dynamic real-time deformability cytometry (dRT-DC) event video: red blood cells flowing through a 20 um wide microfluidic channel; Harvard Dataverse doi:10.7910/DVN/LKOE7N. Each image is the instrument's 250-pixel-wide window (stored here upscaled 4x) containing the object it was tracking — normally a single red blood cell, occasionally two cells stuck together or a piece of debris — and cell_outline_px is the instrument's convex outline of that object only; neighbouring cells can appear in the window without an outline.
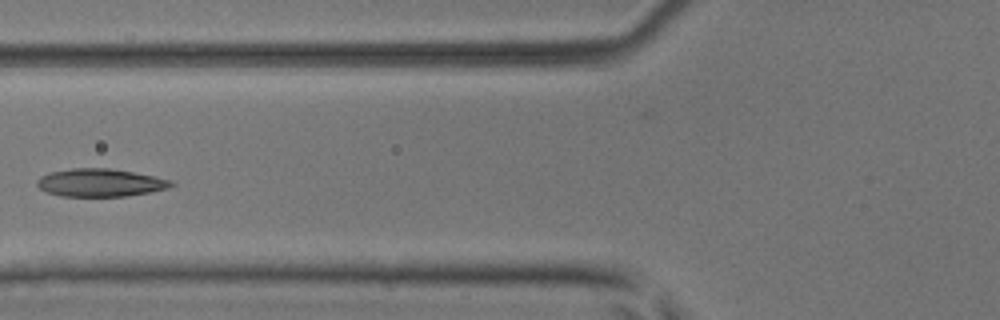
{"species": "common noctule bat (a hibernating species)", "species_latin": "Nyctalus noctula", "temperature_condition": "room temperature", "stored_images_in_passage": 7, "camera_frame_rate_fps": 3000, "um_per_image_px": 0.085, "animal": {"sex": "male", "body_mass_g": 17.9, "forearm_length_mm": 54.2}, "frame": {"image": 1, "passage_image": 6, "time_ms": 1.667, "image_size_px": [1000, 320], "cell_outline_px": [[176, 184], [168, 188], [148, 192], [124, 196], [60, 196], [48, 192], [40, 188], [36, 184], [36, 180], [40, 176], [52, 172], [72, 168], [112, 168], [172, 180]], "centroid_in_image_um": [8.51, 15.52], "position_along_channel_um": 117.3, "area_um2": 21.62}}
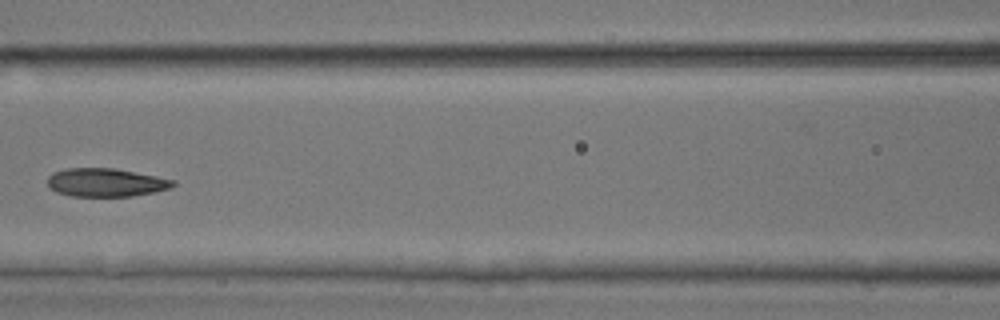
{"frame": {"image": 2, "passage_image": 7, "time_ms": 2.0, "image_size_px": [1000, 320], "cell_outline_px": [[176, 184], [172, 188], [132, 196], [72, 196], [56, 192], [48, 184], [48, 176], [52, 172], [68, 168], [116, 168], [176, 180]], "centroid_in_image_um": [9.02, 15.5], "position_along_channel_um": 157.6, "area_um2": 20.75}}